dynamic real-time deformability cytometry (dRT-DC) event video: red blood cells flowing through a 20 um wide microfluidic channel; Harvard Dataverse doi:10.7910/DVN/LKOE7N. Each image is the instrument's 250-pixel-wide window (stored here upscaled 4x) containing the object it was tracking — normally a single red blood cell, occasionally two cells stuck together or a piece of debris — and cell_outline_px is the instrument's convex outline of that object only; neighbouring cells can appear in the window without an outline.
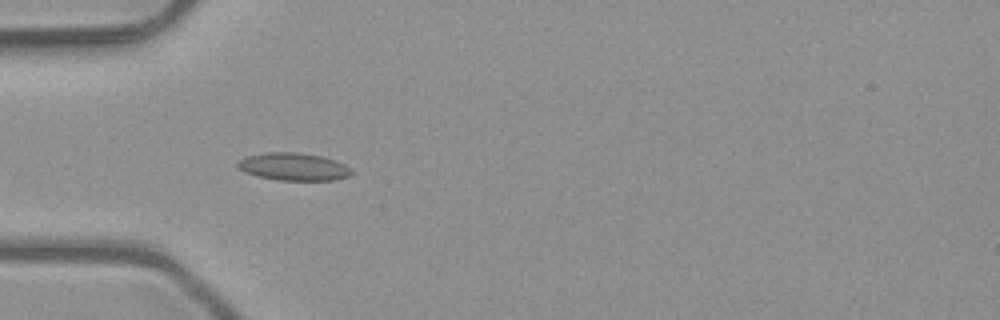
{"species": "common noctule bat (a hibernating species)", "species_latin": "Nyctalus noctula", "temperature_condition": "room temperature", "stored_images_in_passage": 5, "camera_frame_rate_fps": 3000, "um_per_image_px": 0.085, "animal": {"sex": "male", "body_mass_g": 23.1, "forearm_length_mm": 52.7}, "frame": {"image": 1, "passage_image": 4, "time_ms": 1.0, "image_size_px": [1000, 320], "cell_outline_px": [[352, 172], [348, 176], [332, 180], [276, 180], [244, 172], [236, 168], [236, 160], [248, 156], [268, 152], [300, 152], [324, 156], [336, 160], [352, 168]], "centroid_in_image_um": [24.94, 14.15], "position_along_channel_um": 60.1, "area_um2": 18.5}}
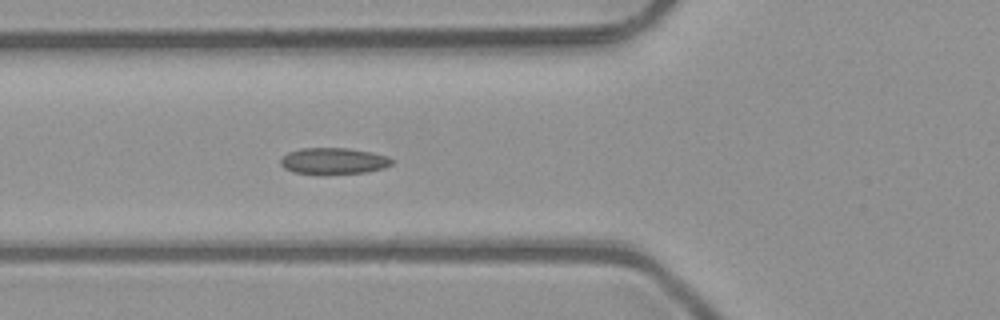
{"frame": {"image": 2, "passage_image": 5, "time_ms": 1.333, "image_size_px": [1000, 320], "cell_outline_px": [[392, 164], [384, 168], [368, 172], [320, 176], [292, 172], [284, 168], [280, 164], [280, 160], [288, 152], [300, 148], [348, 148], [372, 152], [388, 156], [392, 160]], "centroid_in_image_um": [28.33, 13.71], "position_along_channel_um": 97.5, "area_um2": 17.69}}